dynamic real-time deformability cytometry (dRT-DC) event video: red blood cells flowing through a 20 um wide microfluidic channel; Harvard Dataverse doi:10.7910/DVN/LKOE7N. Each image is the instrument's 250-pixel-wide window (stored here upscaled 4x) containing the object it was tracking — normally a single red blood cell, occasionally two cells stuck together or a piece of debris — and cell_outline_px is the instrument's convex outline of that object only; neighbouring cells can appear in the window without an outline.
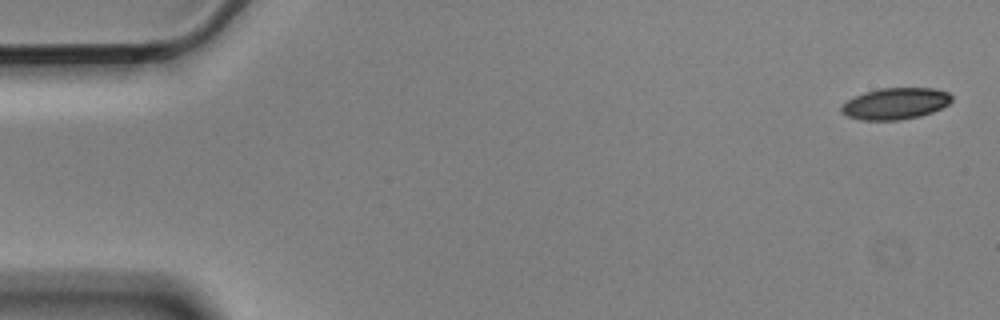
{"species": "Egyptian fruit bat (a non-hibernating species)", "species_latin": "Rousettus aegyptiacus", "temperature_condition": "cold", "stored_images_in_passage": 5, "camera_frame_rate_fps": 3000, "um_per_image_px": 0.085, "animal": {"sex": "male"}, "frame": {"image": 1, "passage_image": 1, "time_ms": 0.0, "image_size_px": [1000, 320], "cell_outline_px": [[952, 100], [948, 104], [932, 112], [920, 116], [900, 120], [860, 120], [848, 116], [840, 112], [840, 108], [848, 100], [864, 92], [880, 88], [936, 88], [948, 92], [952, 96]], "centroid_in_image_um": [76.12, 8.8], "position_along_channel_um": 8.9, "area_um2": 20.23}}
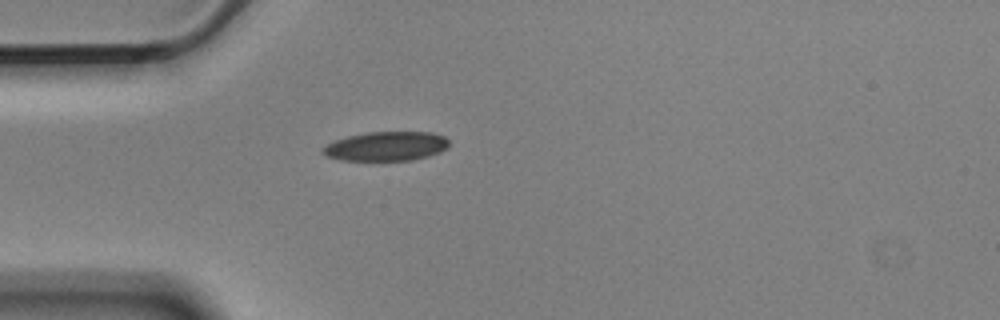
{"frame": {"image": 2, "passage_image": 5, "time_ms": 1.333, "image_size_px": [1000, 320], "cell_outline_px": [[448, 148], [440, 152], [428, 156], [412, 160], [340, 160], [328, 156], [320, 152], [320, 148], [336, 140], [348, 136], [368, 132], [432, 132], [444, 136], [448, 140]], "centroid_in_image_um": [32.83, 12.43], "position_along_channel_um": 52.2, "area_um2": 21.5}}